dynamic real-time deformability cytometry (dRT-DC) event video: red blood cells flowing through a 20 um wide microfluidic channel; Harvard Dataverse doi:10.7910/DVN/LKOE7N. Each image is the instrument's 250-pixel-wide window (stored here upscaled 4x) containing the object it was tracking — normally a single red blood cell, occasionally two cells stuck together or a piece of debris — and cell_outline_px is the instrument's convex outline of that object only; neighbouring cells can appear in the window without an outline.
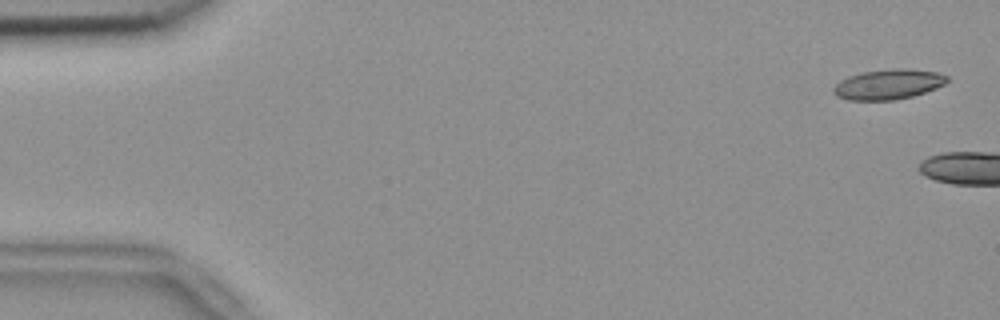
{"species": "common noctule bat (a hibernating species)", "species_latin": "Nyctalus noctula", "temperature_condition": "room temperature", "stored_images_in_passage": 10, "camera_frame_rate_fps": 3000, "um_per_image_px": 0.085, "animal": {"sex": "female", "body_mass_g": 18.4}, "frame": {"image": 1, "passage_image": 2, "time_ms": 0.333, "image_size_px": [1000, 320], "cell_outline_px": [[948, 80], [944, 84], [936, 88], [912, 96], [896, 100], [848, 100], [836, 96], [832, 92], [832, 88], [840, 80], [848, 76], [860, 72], [896, 68], [908, 68], [936, 72], [948, 76]], "centroid_in_image_um": [75.47, 7.16], "position_along_channel_um": 9.5, "area_um2": 20.06}}